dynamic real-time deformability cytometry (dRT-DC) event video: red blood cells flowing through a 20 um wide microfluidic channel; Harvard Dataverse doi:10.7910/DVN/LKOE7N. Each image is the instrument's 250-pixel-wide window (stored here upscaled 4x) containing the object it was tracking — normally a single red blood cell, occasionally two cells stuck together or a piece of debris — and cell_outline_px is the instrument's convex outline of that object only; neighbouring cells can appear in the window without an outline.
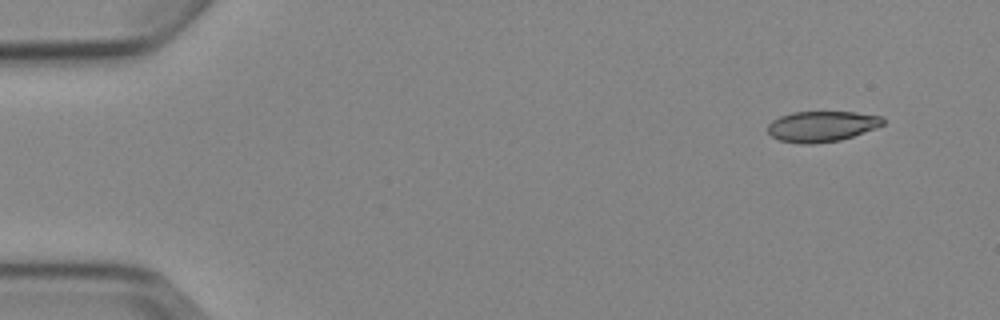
{"species": "Egyptian fruit bat (a non-hibernating species)", "species_latin": "Rousettus aegyptiacus", "temperature_condition": "cold", "stored_images_in_passage": 4, "camera_frame_rate_fps": 3000, "um_per_image_px": 0.085, "animal": {"sex": "female"}, "frame": {"image": 1, "passage_image": 1, "time_ms": 0.0, "image_size_px": [1000, 320], "cell_outline_px": [[884, 124], [876, 128], [840, 140], [812, 144], [804, 144], [780, 140], [772, 136], [768, 132], [768, 124], [772, 120], [780, 116], [792, 112], [856, 112], [880, 116], [884, 120]], "centroid_in_image_um": [69.84, 10.73], "position_along_channel_um": 15.2, "area_um2": 20.46}}
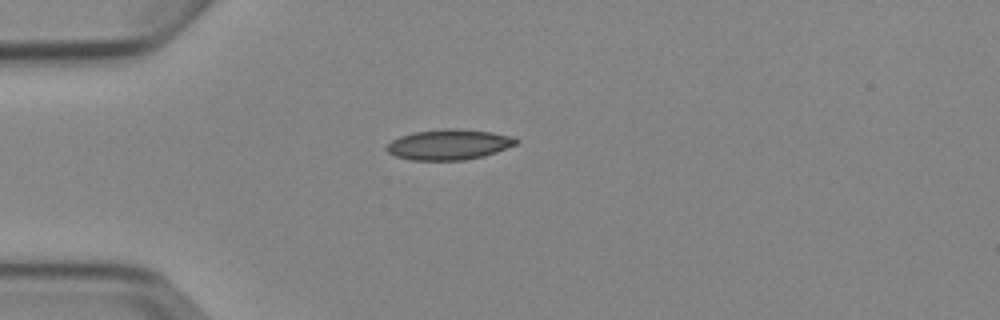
{"frame": {"image": 2, "passage_image": 4, "time_ms": 3.333, "image_size_px": [1000, 320], "cell_outline_px": [[520, 140], [516, 144], [496, 152], [484, 156], [464, 160], [412, 160], [396, 156], [388, 152], [384, 148], [392, 140], [400, 136], [412, 132], [444, 128], [460, 128], [492, 132], [512, 136]], "centroid_in_image_um": [38.16, 12.27], "position_along_channel_um": 46.8, "area_um2": 23.12}}